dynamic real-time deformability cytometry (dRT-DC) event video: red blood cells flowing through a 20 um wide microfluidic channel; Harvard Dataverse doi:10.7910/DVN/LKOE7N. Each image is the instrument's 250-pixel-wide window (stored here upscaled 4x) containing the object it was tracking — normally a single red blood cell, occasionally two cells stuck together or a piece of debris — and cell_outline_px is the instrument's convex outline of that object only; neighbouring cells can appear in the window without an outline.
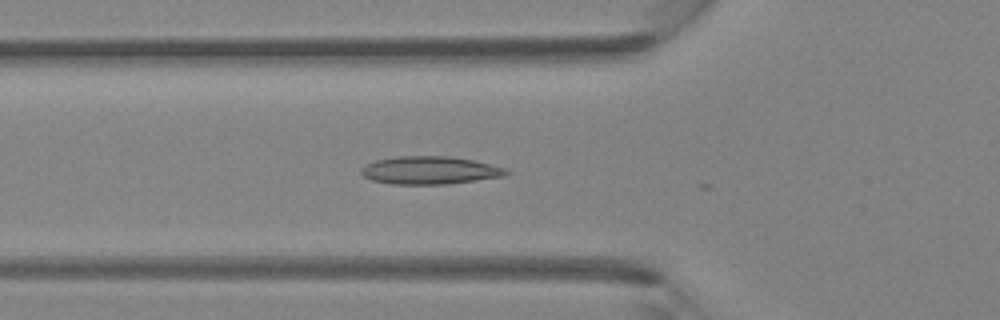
{"species": "Egyptian fruit bat (a non-hibernating species)", "species_latin": "Rousettus aegyptiacus", "temperature_condition": "room temperature", "stored_images_in_passage": 17, "camera_frame_rate_fps": 3000, "um_per_image_px": 0.085, "animal": {"sex": "female"}, "frame": {"image": 1, "passage_image": 16, "time_ms": 5.0, "image_size_px": [1000, 320], "cell_outline_px": [[512, 172], [504, 176], [448, 184], [392, 184], [372, 180], [364, 176], [360, 172], [360, 168], [364, 164], [376, 160], [396, 156], [452, 156], [476, 160], [508, 168]], "centroid_in_image_um": [36.57, 14.46], "position_along_channel_um": 89.2, "area_um2": 23.93}}